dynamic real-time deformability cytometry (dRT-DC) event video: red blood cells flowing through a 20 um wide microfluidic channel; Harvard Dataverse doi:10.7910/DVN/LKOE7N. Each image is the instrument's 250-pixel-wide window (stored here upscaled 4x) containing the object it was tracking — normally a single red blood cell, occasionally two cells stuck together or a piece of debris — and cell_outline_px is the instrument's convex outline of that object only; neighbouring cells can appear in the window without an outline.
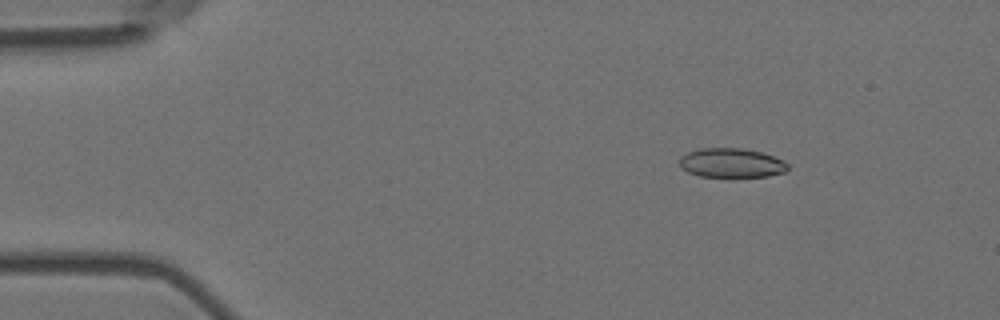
{"species": "Egyptian fruit bat (a non-hibernating species)", "species_latin": "Rousettus aegyptiacus", "temperature_condition": "room temperature", "stored_images_in_passage": 14, "camera_frame_rate_fps": 3000, "um_per_image_px": 0.085, "animal": {"sex": "female"}, "frame": {"image": 1, "passage_image": 2, "time_ms": 0.333, "image_size_px": [1000, 320], "cell_outline_px": [[788, 168], [784, 172], [768, 176], [732, 180], [700, 176], [688, 172], [680, 168], [680, 156], [688, 152], [700, 148], [744, 148], [760, 152], [784, 160], [788, 164]], "centroid_in_image_um": [62.16, 13.9], "position_along_channel_um": 22.8, "area_um2": 19.36}}
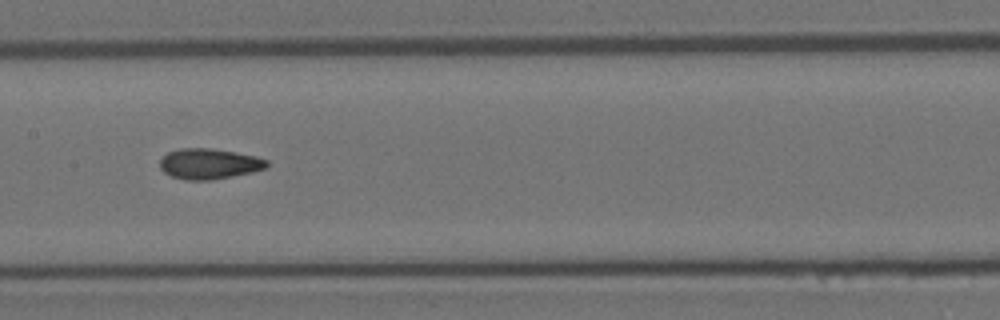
{"frame": {"image": 2, "passage_image": 7, "time_ms": 2.0, "image_size_px": [1000, 320], "cell_outline_px": [[268, 168], [252, 172], [212, 180], [184, 180], [172, 176], [164, 172], [160, 168], [160, 160], [168, 152], [180, 148], [212, 148], [236, 152], [256, 156], [268, 160]], "centroid_in_image_um": [17.79, 13.92], "position_along_channel_um": 189.6, "area_um2": 19.13}}
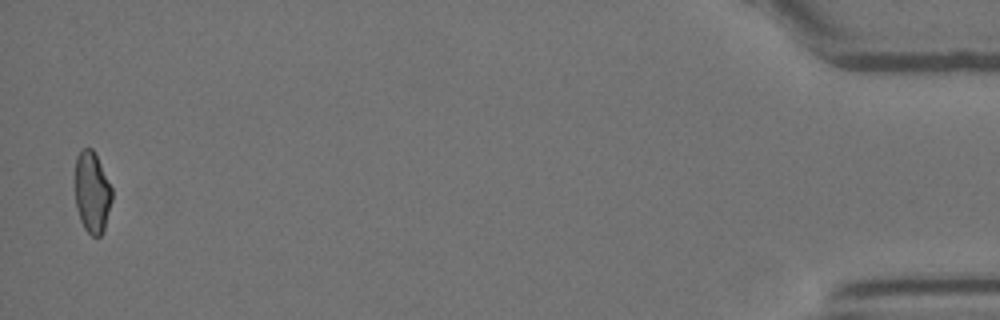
{"frame": {"image": 3, "passage_image": 14, "time_ms": 4.333, "image_size_px": [1000, 320], "cell_outline_px": [[112, 200], [104, 228], [100, 236], [92, 236], [84, 228], [80, 220], [76, 208], [76, 156], [80, 148], [92, 148], [112, 188]], "centroid_in_image_um": [7.82, 16.35], "position_along_channel_um": 427.4, "area_um2": 17.28}}